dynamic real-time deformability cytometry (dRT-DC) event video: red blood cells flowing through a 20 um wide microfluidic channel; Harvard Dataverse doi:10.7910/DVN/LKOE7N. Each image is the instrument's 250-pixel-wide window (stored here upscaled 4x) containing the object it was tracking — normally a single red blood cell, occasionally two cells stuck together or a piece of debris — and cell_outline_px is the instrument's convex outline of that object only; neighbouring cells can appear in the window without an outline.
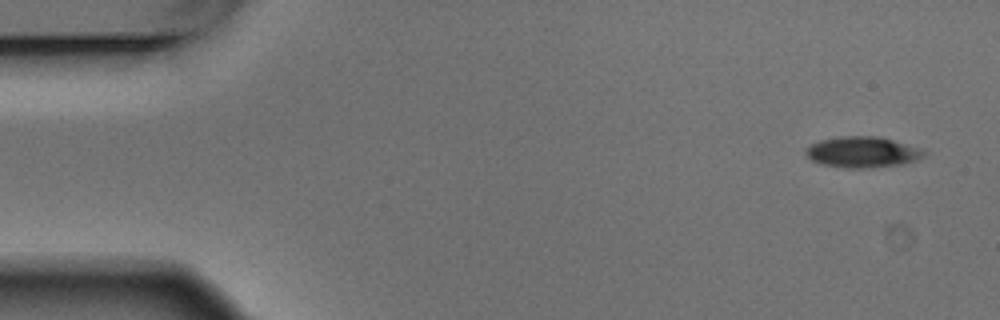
{"species": "Egyptian fruit bat (a non-hibernating species)", "species_latin": "Rousettus aegyptiacus", "temperature_condition": "warm", "stored_images_in_passage": 6, "camera_frame_rate_fps": 3000, "um_per_image_px": 0.085, "animal": {"sex": "male"}, "frame": {"image": 1, "passage_image": 1, "time_ms": 0.0, "image_size_px": [1000, 320], "cell_outline_px": [[928, 152], [920, 160], [904, 164], [864, 168], [844, 168], [820, 164], [812, 160], [804, 152], [804, 148], [820, 140], [844, 136], [876, 136], [892, 140], [920, 148]], "centroid_in_image_um": [73.32, 12.94], "position_along_channel_um": 11.7, "area_um2": 21.39}}
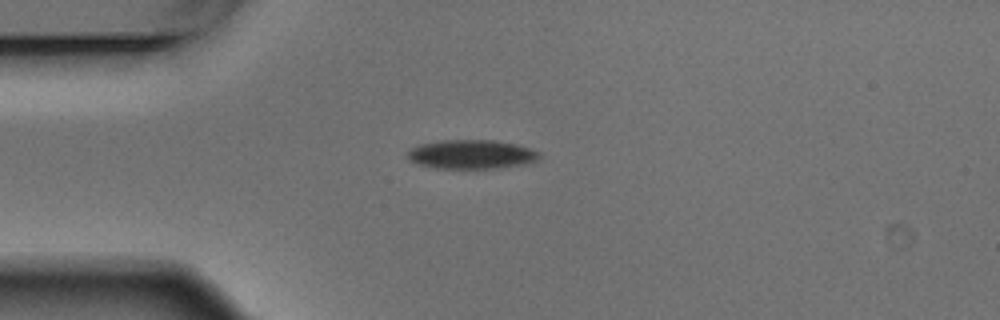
{"frame": {"image": 2, "passage_image": 4, "time_ms": 1.0, "image_size_px": [1000, 320], "cell_outline_px": [[540, 156], [536, 160], [524, 164], [496, 168], [436, 168], [416, 164], [408, 160], [408, 152], [416, 144], [444, 140], [496, 140], [516, 144], [540, 152]], "centroid_in_image_um": [40.03, 13.11], "position_along_channel_um": 45.0, "area_um2": 22.31}}
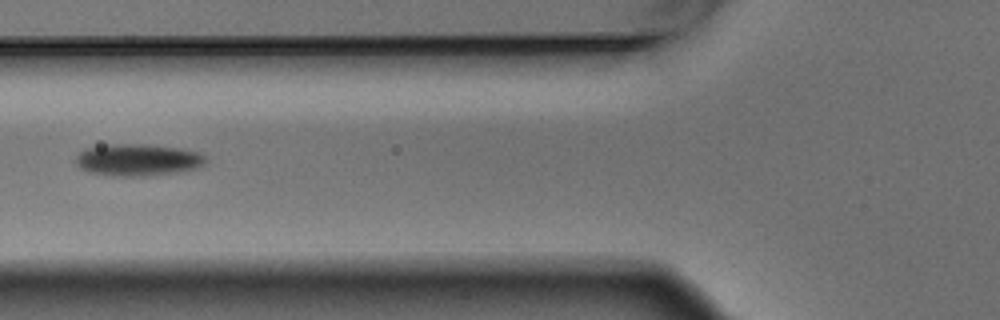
{"frame": {"image": 3, "passage_image": 6, "time_ms": 1.667, "image_size_px": [1000, 320], "cell_outline_px": [[208, 160], [204, 164], [196, 168], [176, 172], [144, 176], [124, 176], [88, 172], [80, 168], [76, 164], [76, 156], [80, 152], [88, 148], [112, 144], [148, 144], [180, 148], [196, 152], [204, 156]], "centroid_in_image_um": [11.72, 13.58], "position_along_channel_um": 114.1, "area_um2": 23.93}}